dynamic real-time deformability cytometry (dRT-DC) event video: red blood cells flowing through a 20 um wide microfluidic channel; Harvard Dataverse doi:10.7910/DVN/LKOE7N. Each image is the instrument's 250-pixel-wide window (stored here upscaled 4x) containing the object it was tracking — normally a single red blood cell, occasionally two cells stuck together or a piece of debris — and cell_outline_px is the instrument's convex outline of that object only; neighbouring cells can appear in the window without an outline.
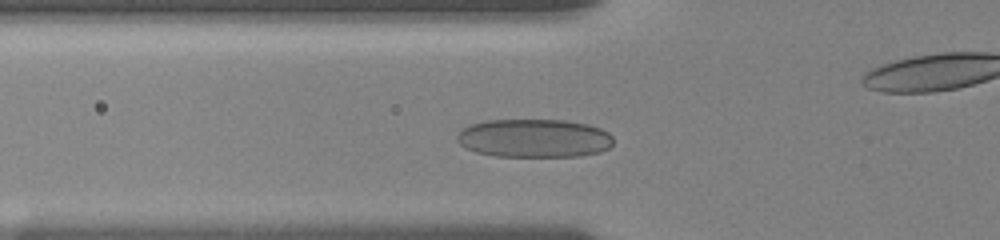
{"species": "human", "species_latin": "Homo sapiens", "temperature_condition": "room temperature", "stored_images_in_passage": 22, "camera_frame_rate_fps": 3000, "um_per_image_px": 0.085, "donor": {"sex": "female"}, "frame": {"image": 1, "passage_image": 17, "time_ms": 3.333, "image_size_px": [1000, 240], "cell_outline_px": [[612, 144], [608, 148], [600, 152], [580, 156], [496, 156], [476, 152], [464, 148], [456, 140], [456, 136], [464, 128], [472, 124], [488, 120], [564, 120], [588, 124], [600, 128], [608, 132], [612, 136]], "centroid_in_image_um": [45.4, 11.75], "position_along_channel_um": 80.4, "area_um2": 35.03}}